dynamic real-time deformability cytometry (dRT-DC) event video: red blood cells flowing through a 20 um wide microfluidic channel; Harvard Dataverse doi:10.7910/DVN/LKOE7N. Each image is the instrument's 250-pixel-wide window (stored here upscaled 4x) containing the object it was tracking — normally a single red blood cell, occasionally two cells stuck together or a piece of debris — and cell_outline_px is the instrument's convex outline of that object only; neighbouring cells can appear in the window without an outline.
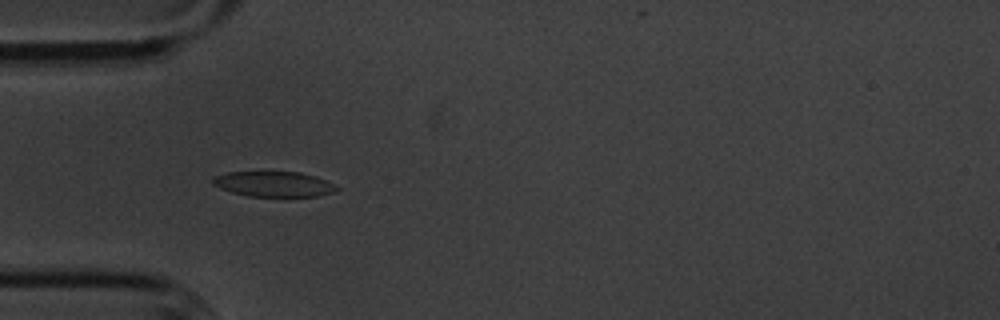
{"species": "common noctule bat (a hibernating species)", "species_latin": "Nyctalus noctula", "temperature_condition": "cold", "stored_images_in_passage": 56, "camera_frame_rate_fps": 3000, "um_per_image_px": 0.085, "animal": {"sex": "male", "body_mass_g": 20.1, "forearm_length_mm": 53.5}, "frame": {"image": 1, "passage_image": 16, "time_ms": 5.0, "image_size_px": [1000, 320], "cell_outline_px": [[340, 188], [332, 192], [316, 196], [248, 196], [232, 192], [220, 188], [212, 184], [212, 180], [216, 176], [228, 172], [300, 172], [316, 176]], "centroid_in_image_um": [23.25, 15.64], "position_along_channel_um": 61.7, "area_um2": 17.98}}
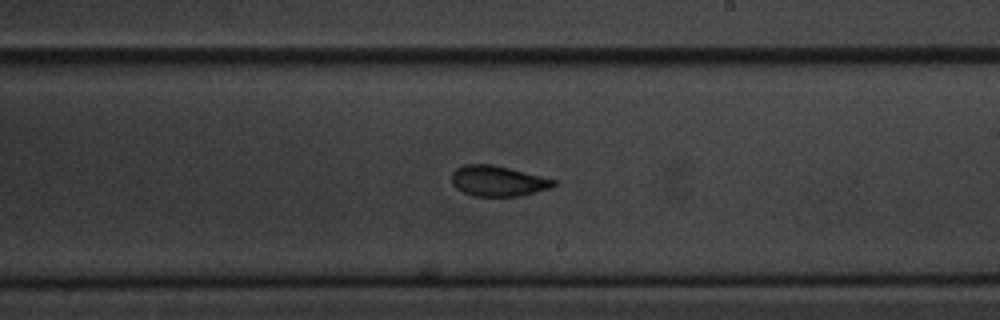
{"frame": {"image": 2, "passage_image": 32, "time_ms": 10.333, "image_size_px": [1000, 320], "cell_outline_px": [[556, 184], [552, 188], [520, 196], [476, 196], [464, 192], [456, 188], [452, 184], [452, 172], [456, 168], [464, 164], [492, 164], [556, 180]], "centroid_in_image_um": [42.31, 15.38], "position_along_channel_um": 246.7, "area_um2": 18.03}}
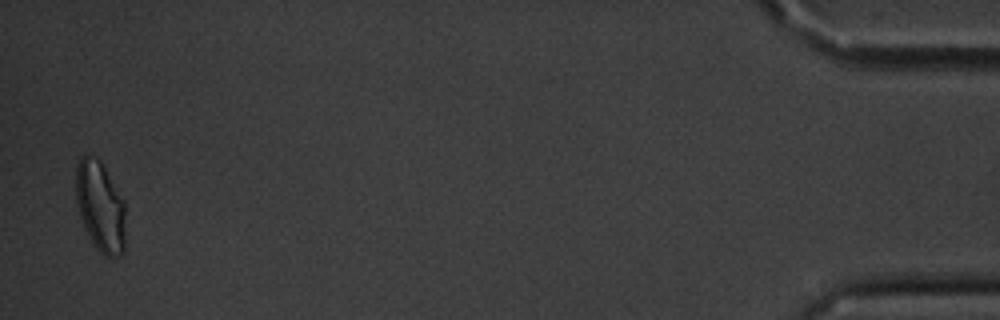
{"frame": {"image": 3, "passage_image": 55, "time_ms": 18.0, "image_size_px": [1000, 320], "cell_outline_px": [[124, 252], [112, 260], [104, 256], [96, 248], [88, 236], [84, 228], [76, 204], [76, 164], [80, 156], [96, 156], [100, 160], [124, 200]], "centroid_in_image_um": [8.51, 17.58], "position_along_channel_um": 426.7, "area_um2": 26.41}, "authors_computed_cell_mechanics": {"area_um2": 19.1896, "velocity_mm_per_s": 3.4886, "shape_relaxation_time_tau1_ms": 6.2255, "shape_relaxation_time_tau2_ms": 1.9676, "deformation_change_tau1": 0.1393, "deformation_change_tau2": 0.074}}